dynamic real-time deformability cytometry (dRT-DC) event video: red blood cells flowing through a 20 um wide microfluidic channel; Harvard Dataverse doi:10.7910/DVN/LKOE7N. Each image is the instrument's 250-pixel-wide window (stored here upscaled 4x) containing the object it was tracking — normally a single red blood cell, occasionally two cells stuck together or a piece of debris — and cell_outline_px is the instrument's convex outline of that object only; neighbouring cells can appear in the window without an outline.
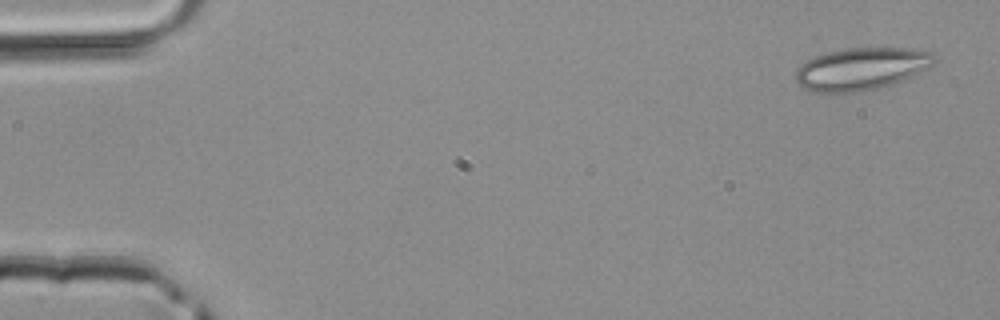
{"species": "common noctule bat (a hibernating species)", "species_latin": "Nyctalus noctula", "temperature_condition": "room temperature", "stored_images_in_passage": 4, "camera_frame_rate_fps": 3000, "um_per_image_px": 0.085, "animal": {"sex": "male", "body_mass_g": 20.4}, "frame": {"image": 1, "passage_image": 1, "time_ms": 0.0, "image_size_px": [1000, 320], "cell_outline_px": [[936, 60], [932, 64], [908, 80], [860, 92], [812, 92], [804, 88], [796, 80], [796, 68], [800, 64], [816, 56], [828, 52], [844, 48], [912, 48], [932, 52], [936, 56]], "centroid_in_image_um": [73.24, 5.85], "position_along_channel_um": 11.8, "area_um2": 34.39}}
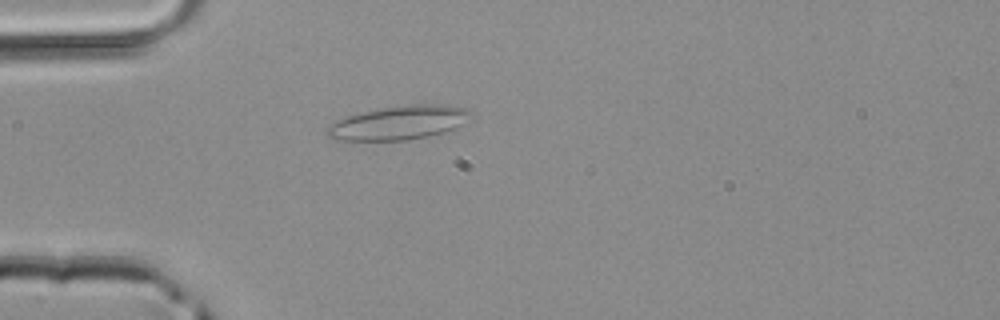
{"frame": {"image": 2, "passage_image": 4, "time_ms": 1.0, "image_size_px": [1000, 320], "cell_outline_px": [[476, 112], [460, 124], [444, 132], [428, 136], [408, 140], [340, 140], [328, 136], [324, 132], [336, 120], [344, 116], [360, 112], [408, 104], [448, 104], [468, 108]], "centroid_in_image_um": [33.92, 10.41], "position_along_channel_um": 51.1, "area_um2": 28.38}}